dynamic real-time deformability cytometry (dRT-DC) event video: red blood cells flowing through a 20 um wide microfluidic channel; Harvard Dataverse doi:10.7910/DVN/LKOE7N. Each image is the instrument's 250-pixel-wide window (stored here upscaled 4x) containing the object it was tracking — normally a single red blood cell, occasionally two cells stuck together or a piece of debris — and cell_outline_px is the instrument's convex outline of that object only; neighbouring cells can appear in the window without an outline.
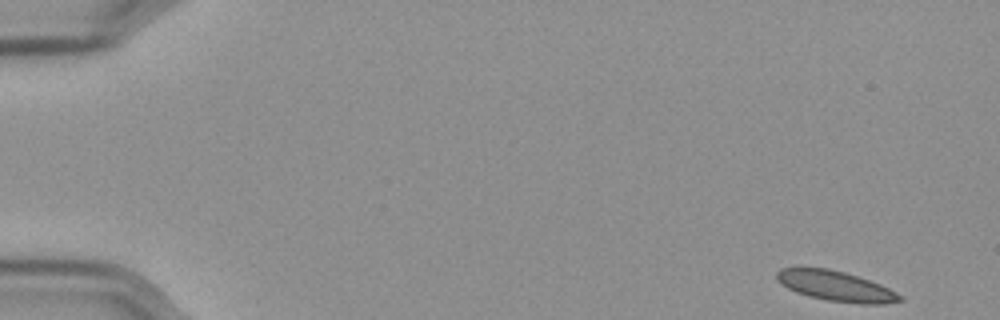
{"species": "Egyptian fruit bat (a non-hibernating species)", "species_latin": "Rousettus aegyptiacus", "temperature_condition": "cold", "stored_images_in_passage": 55, "camera_frame_rate_fps": 3000, "um_per_image_px": 0.085, "frame": {"image": 1, "passage_image": 1, "time_ms": 0.0, "image_size_px": [1000, 320], "cell_outline_px": [[904, 300], [884, 304], [860, 304], [828, 300], [808, 296], [796, 292], [780, 284], [776, 280], [776, 272], [780, 268], [796, 264], [828, 268], [844, 272], [880, 284], [904, 296]], "centroid_in_image_um": [70.95, 24.27], "position_along_channel_um": 14.0, "area_um2": 22.31}}
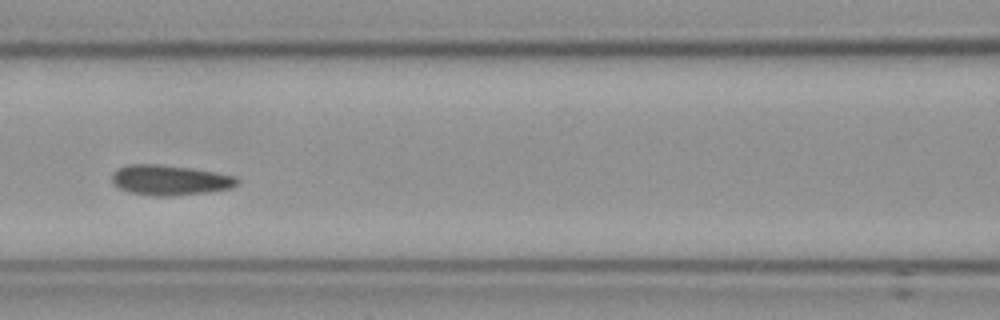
{"frame": {"image": 2, "passage_image": 24, "time_ms": 7.667, "image_size_px": [1000, 320], "cell_outline_px": [[240, 184], [232, 188], [208, 192], [168, 196], [152, 196], [128, 192], [120, 188], [112, 180], [112, 172], [116, 168], [128, 164], [156, 164], [192, 168], [236, 176], [240, 180]], "centroid_in_image_um": [14.46, 15.3], "position_along_channel_um": 152.1, "area_um2": 22.2}}
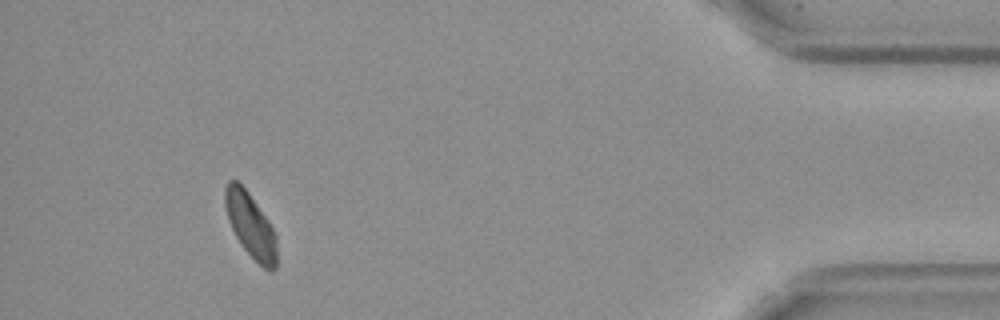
{"frame": {"image": 3, "passage_image": 51, "time_ms": 16.667, "image_size_px": [1000, 320], "cell_outline_px": [[276, 268], [268, 272], [240, 244], [228, 220], [224, 204], [224, 188], [228, 180], [236, 180], [248, 192], [268, 220], [276, 236]], "centroid_in_image_um": [21.28, 19.13], "position_along_channel_um": 413.9, "area_um2": 19.25}, "authors_computed_cell_mechanics": {"area_um2": 21.5594, "velocity_mm_per_s": 3.5438, "shape_relaxation_time_tau1_ms": null, "shape_relaxation_time_tau2_ms": 2.2112, "deformation_change_tau1": null, "deformation_change_tau2": 0.063}}